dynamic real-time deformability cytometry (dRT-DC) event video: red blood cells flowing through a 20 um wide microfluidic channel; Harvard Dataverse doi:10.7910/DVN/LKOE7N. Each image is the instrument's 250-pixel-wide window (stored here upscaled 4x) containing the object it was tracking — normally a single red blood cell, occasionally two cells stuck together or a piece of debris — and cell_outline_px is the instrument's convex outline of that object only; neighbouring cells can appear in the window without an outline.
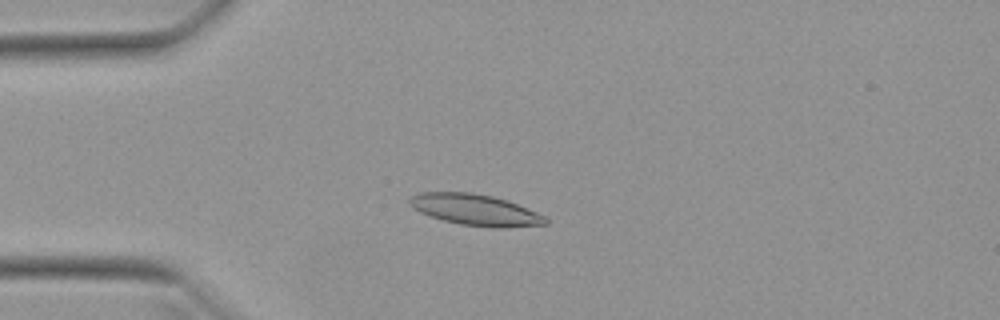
{"species": "Egyptian fruit bat (a non-hibernating species)", "species_latin": "Rousettus aegyptiacus", "temperature_condition": "warm", "stored_images_in_passage": 42, "camera_frame_rate_fps": 3000, "um_per_image_px": 0.085, "animal": {"sex": "female"}, "frame": {"image": 1, "passage_image": 4, "time_ms": 1.0, "image_size_px": [1000, 320], "cell_outline_px": [[548, 224], [504, 228], [492, 228], [460, 224], [444, 220], [420, 212], [412, 208], [408, 204], [408, 200], [412, 196], [420, 192], [472, 192], [492, 196], [516, 204], [536, 212], [544, 216], [548, 220]], "centroid_in_image_um": [40.38, 17.84], "position_along_channel_um": 44.6, "area_um2": 24.57}}
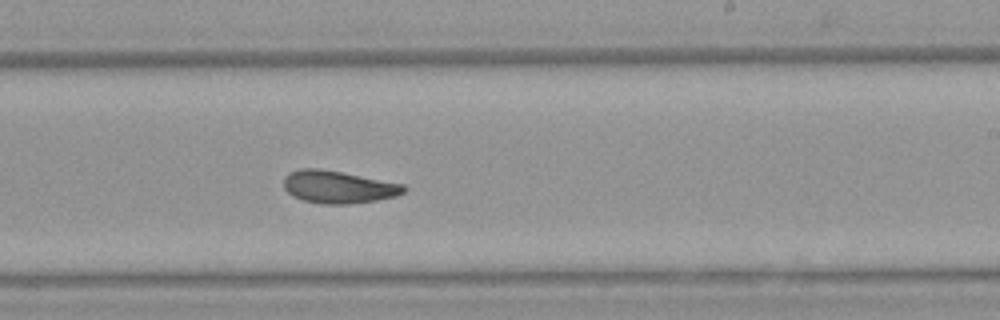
{"frame": {"image": 2, "passage_image": 22, "time_ms": 7.0, "image_size_px": [1000, 320], "cell_outline_px": [[408, 188], [404, 192], [396, 196], [376, 200], [352, 204], [320, 204], [304, 200], [292, 196], [284, 188], [284, 176], [300, 168], [320, 168], [404, 184]], "centroid_in_image_um": [28.76, 15.9], "position_along_channel_um": 260.2, "area_um2": 22.77}}
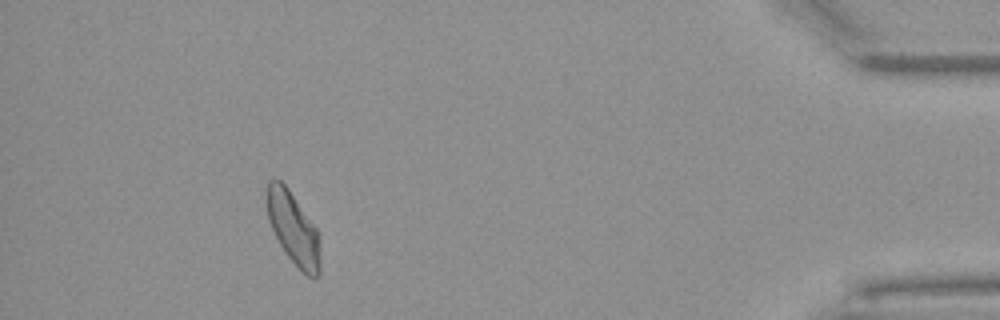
{"frame": {"image": 3, "passage_image": 38, "time_ms": 12.333, "image_size_px": [1000, 320], "cell_outline_px": [[320, 276], [308, 276], [288, 256], [280, 244], [268, 220], [264, 196], [268, 180], [276, 176], [288, 188], [316, 228], [320, 236]], "centroid_in_image_um": [24.9, 19.33], "position_along_channel_um": 410.3, "area_um2": 22.66}, "authors_computed_cell_mechanics": {"area_um2": 22.831, "velocity_mm_per_s": 3.9372, "shape_relaxation_time_tau1_ms": null, "shape_relaxation_time_tau2_ms": 6.5293, "deformation_change_tau1": null, "deformation_change_tau2": 0.1373}}